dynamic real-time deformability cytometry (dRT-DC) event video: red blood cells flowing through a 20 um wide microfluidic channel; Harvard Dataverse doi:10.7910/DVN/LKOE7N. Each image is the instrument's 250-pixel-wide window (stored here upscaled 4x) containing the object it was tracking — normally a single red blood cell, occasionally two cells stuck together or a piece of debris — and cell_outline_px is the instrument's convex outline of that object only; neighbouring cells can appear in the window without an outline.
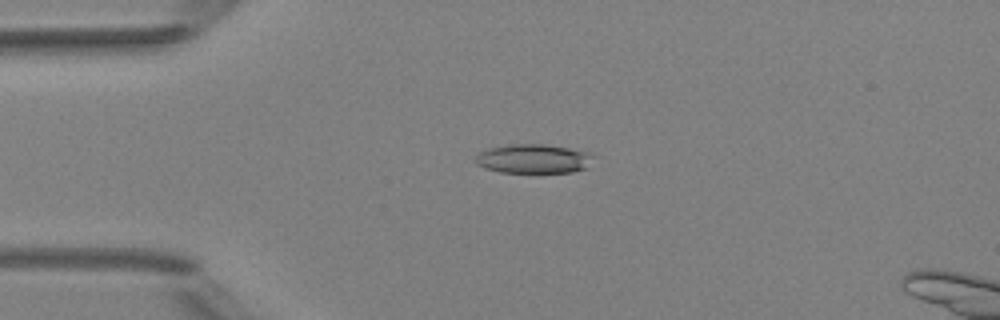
{"species": "Egyptian fruit bat (a non-hibernating species)", "species_latin": "Rousettus aegyptiacus", "temperature_condition": "room temperature", "stored_images_in_passage": 6, "camera_frame_rate_fps": 3000, "um_per_image_px": 0.085, "animal": {"sex": "female"}, "frame": {"image": 1, "passage_image": 3, "time_ms": 2.333, "image_size_px": [1000, 320], "cell_outline_px": [[596, 156], [588, 168], [572, 172], [500, 172], [484, 168], [476, 164], [476, 156], [480, 152], [488, 148], [508, 144], [544, 144], [592, 152]], "centroid_in_image_um": [45.4, 13.49], "position_along_channel_um": 39.6, "area_um2": 20.29}}
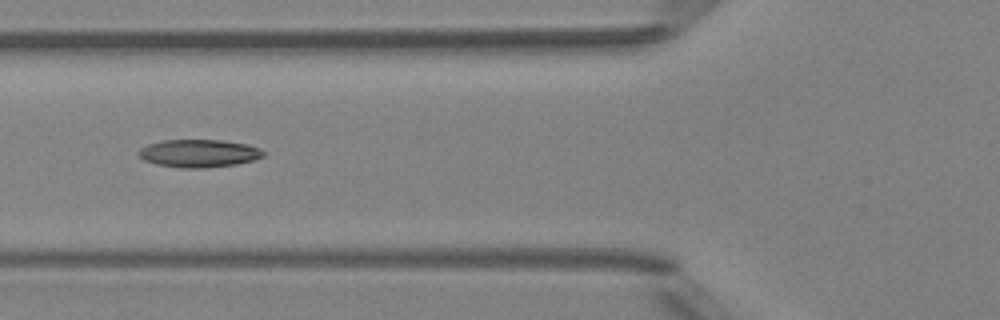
{"frame": {"image": 2, "passage_image": 5, "time_ms": 4.667, "image_size_px": [1000, 320], "cell_outline_px": [[268, 152], [264, 156], [252, 160], [236, 164], [208, 168], [180, 168], [156, 164], [144, 160], [136, 152], [140, 148], [148, 144], [164, 140], [220, 140], [248, 144], [260, 148]], "centroid_in_image_um": [16.92, 13.03], "position_along_channel_um": 108.9, "area_um2": 20.4}}
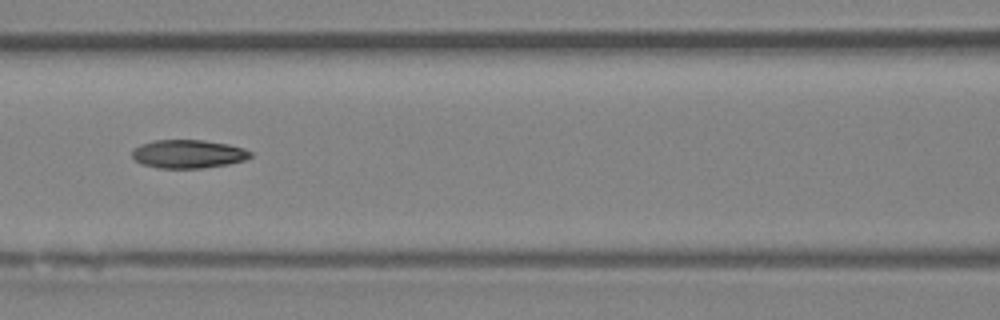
{"frame": {"image": 3, "passage_image": 6, "time_ms": 5.667, "image_size_px": [1000, 320], "cell_outline_px": [[252, 156], [244, 160], [228, 164], [200, 168], [160, 168], [144, 164], [136, 160], [132, 156], [132, 152], [140, 144], [156, 140], [204, 140], [228, 144], [244, 148], [252, 152]], "centroid_in_image_um": [16.03, 13.08], "position_along_channel_um": 150.6, "area_um2": 19.42}}